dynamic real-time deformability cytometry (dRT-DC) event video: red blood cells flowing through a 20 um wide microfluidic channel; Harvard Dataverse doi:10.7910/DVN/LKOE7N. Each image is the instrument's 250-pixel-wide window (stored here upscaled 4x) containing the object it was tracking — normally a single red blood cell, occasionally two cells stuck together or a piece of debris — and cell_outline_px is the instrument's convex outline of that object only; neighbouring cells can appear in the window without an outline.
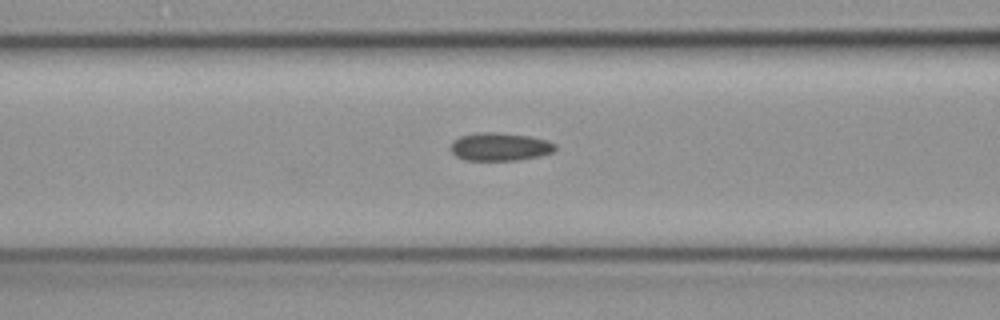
{"species": "common noctule bat (a hibernating species)", "species_latin": "Nyctalus noctula", "temperature_condition": "cold", "stored_images_in_passage": 29, "camera_frame_rate_fps": 3000, "um_per_image_px": 0.085, "animal": {"sex": "female", "body_mass_g": 19.3, "forearm_length_mm": 54.1}, "frame": {"image": 1, "passage_image": 7, "time_ms": 2.0, "image_size_px": [1000, 320], "cell_outline_px": [[556, 148], [552, 152], [536, 156], [516, 160], [464, 160], [456, 156], [448, 148], [452, 140], [460, 136], [476, 132], [496, 132], [528, 136], [548, 140], [556, 144]], "centroid_in_image_um": [42.42, 12.46], "position_along_channel_um": 124.2, "area_um2": 17.17}}
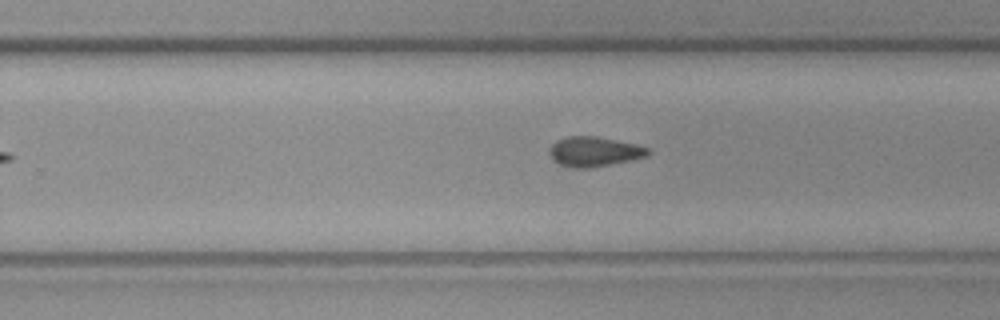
{"frame": {"image": 2, "passage_image": 20, "time_ms": 6.333, "image_size_px": [1000, 320], "cell_outline_px": [[652, 152], [648, 156], [632, 160], [592, 168], [572, 168], [560, 164], [552, 160], [548, 152], [548, 148], [556, 140], [568, 136], [596, 136], [636, 144], [648, 148]], "centroid_in_image_um": [50.49, 12.89], "position_along_channel_um": 279.3, "area_um2": 17.4}}
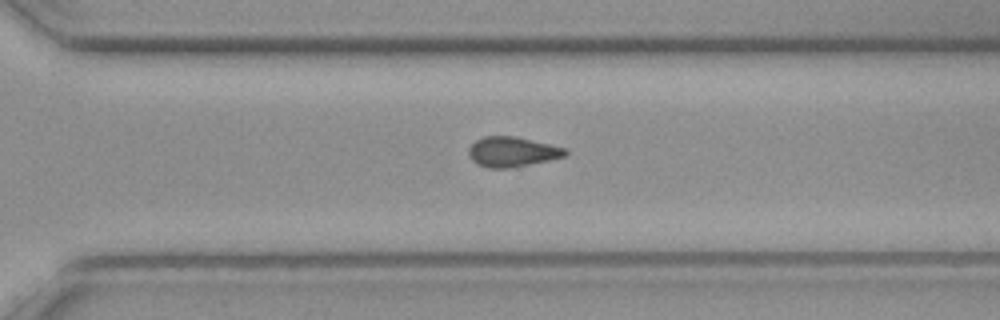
{"frame": {"image": 3, "passage_image": 24, "time_ms": 7.667, "image_size_px": [1000, 320], "cell_outline_px": [[568, 152], [564, 156], [548, 160], [512, 168], [488, 168], [476, 164], [468, 156], [468, 148], [476, 140], [484, 136], [516, 136], [564, 148]], "centroid_in_image_um": [43.47, 12.91], "position_along_channel_um": 327.1, "area_um2": 16.82}}